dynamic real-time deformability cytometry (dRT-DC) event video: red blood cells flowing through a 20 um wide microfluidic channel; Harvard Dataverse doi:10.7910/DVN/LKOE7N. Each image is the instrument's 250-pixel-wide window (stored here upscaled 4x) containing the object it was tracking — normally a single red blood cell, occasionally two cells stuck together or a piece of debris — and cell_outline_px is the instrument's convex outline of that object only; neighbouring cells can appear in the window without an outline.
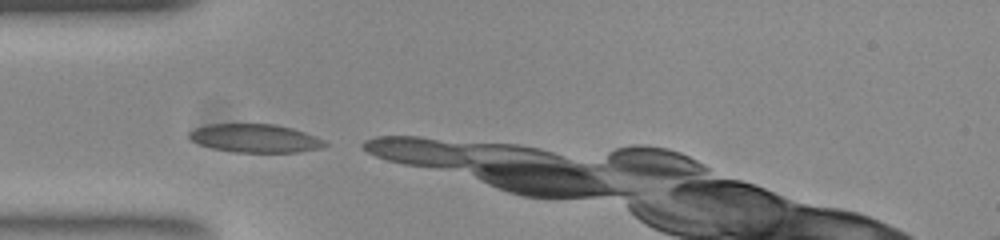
{"species": "common noctule bat (a hibernating species)", "species_latin": "Nyctalus noctula", "temperature_condition": "room temperature", "stored_images_in_passage": 3, "camera_frame_rate_fps": 3000, "um_per_image_px": 0.085, "animal": {"sex": "female", "body_mass_g": 23.0, "forearm_length_mm": 53.4}, "frame": {"image": 1, "passage_image": 1, "time_ms": 0.0, "image_size_px": [1000, 240], "cell_outline_px": [[328, 144], [320, 148], [296, 152], [232, 152], [200, 144], [192, 140], [188, 136], [188, 132], [196, 128], [208, 124], [276, 124], [292, 128], [304, 132], [324, 140]], "centroid_in_image_um": [21.69, 11.75], "position_along_channel_um": 63.3, "area_um2": 22.2}}